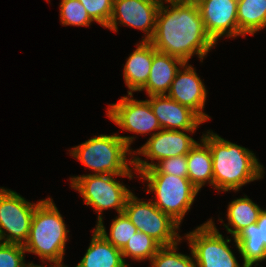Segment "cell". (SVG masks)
Masks as SVG:
<instances>
[{
  "instance_id": "22",
  "label": "cell",
  "mask_w": 266,
  "mask_h": 267,
  "mask_svg": "<svg viewBox=\"0 0 266 267\" xmlns=\"http://www.w3.org/2000/svg\"><path fill=\"white\" fill-rule=\"evenodd\" d=\"M237 22L242 37L266 28V0H238Z\"/></svg>"
},
{
  "instance_id": "26",
  "label": "cell",
  "mask_w": 266,
  "mask_h": 267,
  "mask_svg": "<svg viewBox=\"0 0 266 267\" xmlns=\"http://www.w3.org/2000/svg\"><path fill=\"white\" fill-rule=\"evenodd\" d=\"M60 21L63 26L89 27L94 20L79 0H62L60 2Z\"/></svg>"
},
{
  "instance_id": "20",
  "label": "cell",
  "mask_w": 266,
  "mask_h": 267,
  "mask_svg": "<svg viewBox=\"0 0 266 267\" xmlns=\"http://www.w3.org/2000/svg\"><path fill=\"white\" fill-rule=\"evenodd\" d=\"M200 142H197L187 154L188 178L199 191L207 182L213 187L211 150L202 139Z\"/></svg>"
},
{
  "instance_id": "14",
  "label": "cell",
  "mask_w": 266,
  "mask_h": 267,
  "mask_svg": "<svg viewBox=\"0 0 266 267\" xmlns=\"http://www.w3.org/2000/svg\"><path fill=\"white\" fill-rule=\"evenodd\" d=\"M181 68L177 71L166 95L190 108L206 122L210 119L208 114L203 112L208 90L191 64L185 62Z\"/></svg>"
},
{
  "instance_id": "27",
  "label": "cell",
  "mask_w": 266,
  "mask_h": 267,
  "mask_svg": "<svg viewBox=\"0 0 266 267\" xmlns=\"http://www.w3.org/2000/svg\"><path fill=\"white\" fill-rule=\"evenodd\" d=\"M140 173H165L179 177H188L187 155H179L160 160L154 163V167Z\"/></svg>"
},
{
  "instance_id": "12",
  "label": "cell",
  "mask_w": 266,
  "mask_h": 267,
  "mask_svg": "<svg viewBox=\"0 0 266 267\" xmlns=\"http://www.w3.org/2000/svg\"><path fill=\"white\" fill-rule=\"evenodd\" d=\"M133 94L123 96L117 103L109 104L107 117L122 131L141 135L161 130L160 123L154 115L147 100H136Z\"/></svg>"
},
{
  "instance_id": "10",
  "label": "cell",
  "mask_w": 266,
  "mask_h": 267,
  "mask_svg": "<svg viewBox=\"0 0 266 267\" xmlns=\"http://www.w3.org/2000/svg\"><path fill=\"white\" fill-rule=\"evenodd\" d=\"M147 142L133 153V168L137 173L154 167V160L158 162L162 159L175 157L179 155H187L195 146V141L191 136L186 134L184 130H165L152 132ZM143 155L151 159V163L142 160L136 156Z\"/></svg>"
},
{
  "instance_id": "25",
  "label": "cell",
  "mask_w": 266,
  "mask_h": 267,
  "mask_svg": "<svg viewBox=\"0 0 266 267\" xmlns=\"http://www.w3.org/2000/svg\"><path fill=\"white\" fill-rule=\"evenodd\" d=\"M178 243L170 246H161L156 255L149 261L150 267H196L195 259L176 251Z\"/></svg>"
},
{
  "instance_id": "24",
  "label": "cell",
  "mask_w": 266,
  "mask_h": 267,
  "mask_svg": "<svg viewBox=\"0 0 266 267\" xmlns=\"http://www.w3.org/2000/svg\"><path fill=\"white\" fill-rule=\"evenodd\" d=\"M160 247L161 245L151 236L137 231L121 252L124 262L126 260L125 258L128 257L139 262L146 259L150 261Z\"/></svg>"
},
{
  "instance_id": "11",
  "label": "cell",
  "mask_w": 266,
  "mask_h": 267,
  "mask_svg": "<svg viewBox=\"0 0 266 267\" xmlns=\"http://www.w3.org/2000/svg\"><path fill=\"white\" fill-rule=\"evenodd\" d=\"M162 0H113L112 15L106 28L117 32L118 24L142 30V41H150L155 33L156 17Z\"/></svg>"
},
{
  "instance_id": "23",
  "label": "cell",
  "mask_w": 266,
  "mask_h": 267,
  "mask_svg": "<svg viewBox=\"0 0 266 267\" xmlns=\"http://www.w3.org/2000/svg\"><path fill=\"white\" fill-rule=\"evenodd\" d=\"M95 229L116 248L122 250L128 241L135 235L137 228L132 224L124 212L119 213L113 219L110 226V233L106 232L103 221L97 222Z\"/></svg>"
},
{
  "instance_id": "9",
  "label": "cell",
  "mask_w": 266,
  "mask_h": 267,
  "mask_svg": "<svg viewBox=\"0 0 266 267\" xmlns=\"http://www.w3.org/2000/svg\"><path fill=\"white\" fill-rule=\"evenodd\" d=\"M41 201L31 203L17 192L0 187V242L24 246L35 208Z\"/></svg>"
},
{
  "instance_id": "6",
  "label": "cell",
  "mask_w": 266,
  "mask_h": 267,
  "mask_svg": "<svg viewBox=\"0 0 266 267\" xmlns=\"http://www.w3.org/2000/svg\"><path fill=\"white\" fill-rule=\"evenodd\" d=\"M128 177L133 175L113 174H86L70 177V186L78 191L83 197L84 204L92 206L98 218L97 222L103 221L102 211L115 209L116 212L124 211L126 201L132 192L115 177Z\"/></svg>"
},
{
  "instance_id": "8",
  "label": "cell",
  "mask_w": 266,
  "mask_h": 267,
  "mask_svg": "<svg viewBox=\"0 0 266 267\" xmlns=\"http://www.w3.org/2000/svg\"><path fill=\"white\" fill-rule=\"evenodd\" d=\"M184 237L188 240L196 267H247L237 262L228 245L231 239H224L212 219Z\"/></svg>"
},
{
  "instance_id": "1",
  "label": "cell",
  "mask_w": 266,
  "mask_h": 267,
  "mask_svg": "<svg viewBox=\"0 0 266 267\" xmlns=\"http://www.w3.org/2000/svg\"><path fill=\"white\" fill-rule=\"evenodd\" d=\"M164 1V2H163ZM169 3L171 6H165ZM154 48L189 62L197 55L201 62L216 43L207 34L201 13L194 0H162L156 28L149 41Z\"/></svg>"
},
{
  "instance_id": "18",
  "label": "cell",
  "mask_w": 266,
  "mask_h": 267,
  "mask_svg": "<svg viewBox=\"0 0 266 267\" xmlns=\"http://www.w3.org/2000/svg\"><path fill=\"white\" fill-rule=\"evenodd\" d=\"M136 46L123 69L128 94L140 91L146 85L153 59V45L149 41H140Z\"/></svg>"
},
{
  "instance_id": "3",
  "label": "cell",
  "mask_w": 266,
  "mask_h": 267,
  "mask_svg": "<svg viewBox=\"0 0 266 267\" xmlns=\"http://www.w3.org/2000/svg\"><path fill=\"white\" fill-rule=\"evenodd\" d=\"M133 136L117 134L95 136L70 151V155L88 167L95 174L134 175L133 154L130 145ZM132 154V155H131ZM127 155L132 156L129 160Z\"/></svg>"
},
{
  "instance_id": "4",
  "label": "cell",
  "mask_w": 266,
  "mask_h": 267,
  "mask_svg": "<svg viewBox=\"0 0 266 267\" xmlns=\"http://www.w3.org/2000/svg\"><path fill=\"white\" fill-rule=\"evenodd\" d=\"M69 232L53 199L48 197L35 208L24 249L39 256L44 263H62Z\"/></svg>"
},
{
  "instance_id": "29",
  "label": "cell",
  "mask_w": 266,
  "mask_h": 267,
  "mask_svg": "<svg viewBox=\"0 0 266 267\" xmlns=\"http://www.w3.org/2000/svg\"><path fill=\"white\" fill-rule=\"evenodd\" d=\"M23 245L0 242V267H26Z\"/></svg>"
},
{
  "instance_id": "28",
  "label": "cell",
  "mask_w": 266,
  "mask_h": 267,
  "mask_svg": "<svg viewBox=\"0 0 266 267\" xmlns=\"http://www.w3.org/2000/svg\"><path fill=\"white\" fill-rule=\"evenodd\" d=\"M89 16L98 24L107 27L113 10V0H79Z\"/></svg>"
},
{
  "instance_id": "30",
  "label": "cell",
  "mask_w": 266,
  "mask_h": 267,
  "mask_svg": "<svg viewBox=\"0 0 266 267\" xmlns=\"http://www.w3.org/2000/svg\"><path fill=\"white\" fill-rule=\"evenodd\" d=\"M26 267H48V266L35 265V264H33V262H30V263H27ZM49 267H68V266L64 265L62 262V263H53V264L50 263Z\"/></svg>"
},
{
  "instance_id": "21",
  "label": "cell",
  "mask_w": 266,
  "mask_h": 267,
  "mask_svg": "<svg viewBox=\"0 0 266 267\" xmlns=\"http://www.w3.org/2000/svg\"><path fill=\"white\" fill-rule=\"evenodd\" d=\"M261 211L262 208L244 195V197L234 199L229 203L227 208L228 225H223L227 233H230L231 237H235L244 228L256 223ZM229 226H232V228Z\"/></svg>"
},
{
  "instance_id": "13",
  "label": "cell",
  "mask_w": 266,
  "mask_h": 267,
  "mask_svg": "<svg viewBox=\"0 0 266 267\" xmlns=\"http://www.w3.org/2000/svg\"><path fill=\"white\" fill-rule=\"evenodd\" d=\"M200 10L205 30L211 39L217 41L226 36H239L237 22L238 0H194Z\"/></svg>"
},
{
  "instance_id": "7",
  "label": "cell",
  "mask_w": 266,
  "mask_h": 267,
  "mask_svg": "<svg viewBox=\"0 0 266 267\" xmlns=\"http://www.w3.org/2000/svg\"><path fill=\"white\" fill-rule=\"evenodd\" d=\"M123 212L137 231L151 236L161 246L180 243L183 239L177 232L180 229L179 224L157 208L151 200H141L132 193Z\"/></svg>"
},
{
  "instance_id": "5",
  "label": "cell",
  "mask_w": 266,
  "mask_h": 267,
  "mask_svg": "<svg viewBox=\"0 0 266 267\" xmlns=\"http://www.w3.org/2000/svg\"><path fill=\"white\" fill-rule=\"evenodd\" d=\"M139 176L148 182L147 193L156 194L151 200L155 206L180 225L199 192L189 178L165 173H139Z\"/></svg>"
},
{
  "instance_id": "19",
  "label": "cell",
  "mask_w": 266,
  "mask_h": 267,
  "mask_svg": "<svg viewBox=\"0 0 266 267\" xmlns=\"http://www.w3.org/2000/svg\"><path fill=\"white\" fill-rule=\"evenodd\" d=\"M86 253L75 267H129L120 249L108 242L94 228Z\"/></svg>"
},
{
  "instance_id": "16",
  "label": "cell",
  "mask_w": 266,
  "mask_h": 267,
  "mask_svg": "<svg viewBox=\"0 0 266 267\" xmlns=\"http://www.w3.org/2000/svg\"><path fill=\"white\" fill-rule=\"evenodd\" d=\"M243 264L247 267L258 266L266 259V209L259 213L256 223L244 228L233 237Z\"/></svg>"
},
{
  "instance_id": "17",
  "label": "cell",
  "mask_w": 266,
  "mask_h": 267,
  "mask_svg": "<svg viewBox=\"0 0 266 267\" xmlns=\"http://www.w3.org/2000/svg\"><path fill=\"white\" fill-rule=\"evenodd\" d=\"M185 62L175 56L157 51L153 46V59L145 90L148 96L166 95L177 71ZM179 65V66H178Z\"/></svg>"
},
{
  "instance_id": "2",
  "label": "cell",
  "mask_w": 266,
  "mask_h": 267,
  "mask_svg": "<svg viewBox=\"0 0 266 267\" xmlns=\"http://www.w3.org/2000/svg\"><path fill=\"white\" fill-rule=\"evenodd\" d=\"M210 148L213 162V187L234 191L263 178V165L248 148L232 143L208 130L201 138Z\"/></svg>"
},
{
  "instance_id": "15",
  "label": "cell",
  "mask_w": 266,
  "mask_h": 267,
  "mask_svg": "<svg viewBox=\"0 0 266 267\" xmlns=\"http://www.w3.org/2000/svg\"><path fill=\"white\" fill-rule=\"evenodd\" d=\"M154 115L157 117L161 129L184 130L194 133L204 121L190 108L169 98L167 95L148 96Z\"/></svg>"
}]
</instances>
